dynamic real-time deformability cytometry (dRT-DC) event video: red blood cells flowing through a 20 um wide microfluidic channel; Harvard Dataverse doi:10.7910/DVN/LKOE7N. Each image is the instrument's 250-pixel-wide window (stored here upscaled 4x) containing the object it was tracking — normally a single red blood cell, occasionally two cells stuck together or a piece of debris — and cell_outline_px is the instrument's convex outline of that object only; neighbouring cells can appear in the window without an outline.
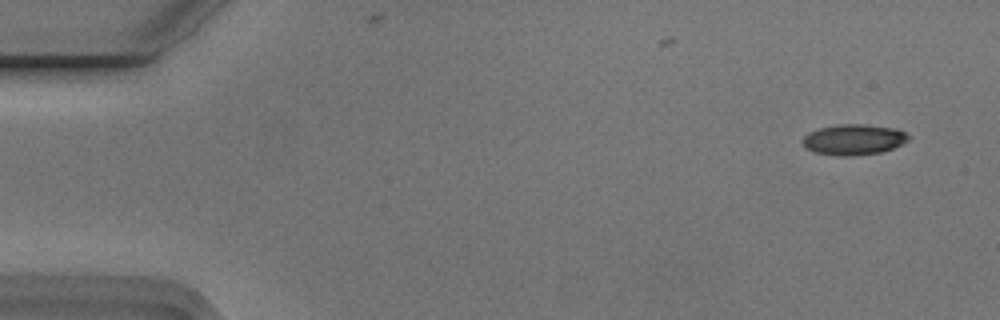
{"species": "Egyptian fruit bat (a non-hibernating species)", "species_latin": "Rousettus aegyptiacus", "temperature_condition": "cold", "stored_images_in_passage": 4, "camera_frame_rate_fps": 3000, "um_per_image_px": 0.085, "animal": {"sex": "male"}, "frame": {"image": 1, "passage_image": 1, "time_ms": 0.0, "image_size_px": [1000, 320], "cell_outline_px": [[908, 140], [892, 148], [880, 152], [856, 156], [836, 156], [816, 152], [804, 148], [804, 136], [820, 128], [840, 124], [860, 124], [896, 128], [904, 132], [908, 136]], "centroid_in_image_um": [72.56, 11.87], "position_along_channel_um": 12.4, "area_um2": 18.61}}
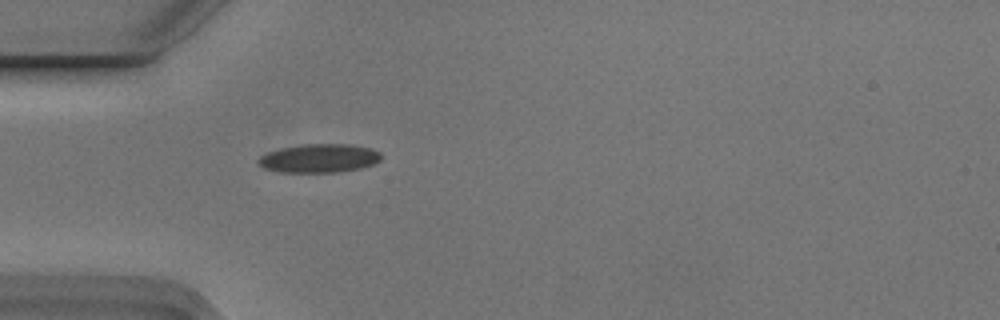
{"frame": {"image": 2, "passage_image": 4, "time_ms": 1.0, "image_size_px": [1000, 320], "cell_outline_px": [[380, 160], [372, 164], [360, 168], [336, 172], [280, 172], [264, 168], [256, 160], [260, 156], [268, 152], [280, 148], [304, 144], [348, 144], [372, 148], [380, 152]], "centroid_in_image_um": [27.12, 13.44], "position_along_channel_um": 57.9, "area_um2": 20.4}}